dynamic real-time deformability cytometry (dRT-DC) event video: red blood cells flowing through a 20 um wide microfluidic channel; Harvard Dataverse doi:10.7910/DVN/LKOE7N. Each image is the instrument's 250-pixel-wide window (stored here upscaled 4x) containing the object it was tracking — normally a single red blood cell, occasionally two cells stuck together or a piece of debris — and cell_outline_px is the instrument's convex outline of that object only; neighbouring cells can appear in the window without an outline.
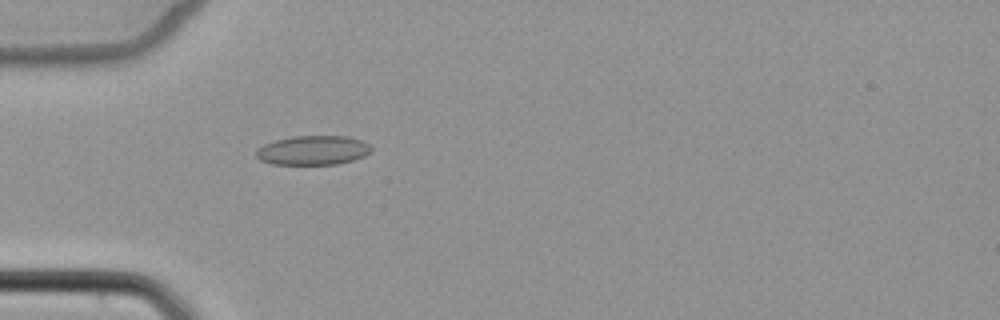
{"species": "common noctule bat (a hibernating species)", "species_latin": "Nyctalus noctula", "temperature_condition": "cold", "stored_images_in_passage": 5, "camera_frame_rate_fps": 3000, "um_per_image_px": 0.085, "animal": {"sex": "female", "body_mass_g": 22.7, "forearm_length_mm": 54.2}, "frame": {"image": 1, "passage_image": 5, "time_ms": 5.0, "image_size_px": [1000, 320], "cell_outline_px": [[372, 152], [364, 156], [352, 160], [336, 164], [272, 164], [260, 160], [256, 156], [256, 148], [264, 144], [276, 140], [292, 136], [348, 136], [360, 140], [368, 144], [372, 148]], "centroid_in_image_um": [26.59, 12.77], "position_along_channel_um": 58.4, "area_um2": 19.65}}